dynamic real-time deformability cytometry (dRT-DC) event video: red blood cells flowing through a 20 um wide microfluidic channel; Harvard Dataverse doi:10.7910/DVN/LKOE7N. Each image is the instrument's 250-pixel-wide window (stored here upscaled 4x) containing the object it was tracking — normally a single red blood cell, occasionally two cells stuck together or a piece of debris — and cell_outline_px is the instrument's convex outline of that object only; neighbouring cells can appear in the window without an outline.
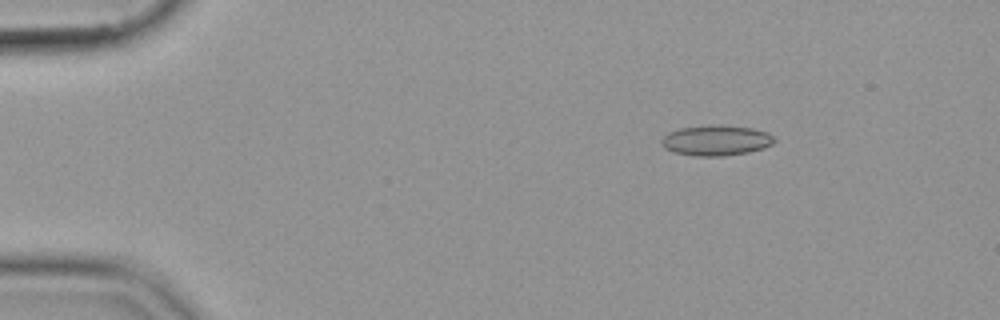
{"species": "common noctule bat (a hibernating species)", "species_latin": "Nyctalus noctula", "temperature_condition": "cold", "stored_images_in_passage": 47, "camera_frame_rate_fps": 3000, "um_per_image_px": 0.085, "animal": {"sex": "female", "body_mass_g": 19.9}, "frame": {"image": 1, "passage_image": 1, "time_ms": 0.0, "image_size_px": [1000, 320], "cell_outline_px": [[776, 140], [772, 144], [764, 148], [748, 152], [724, 156], [696, 156], [676, 152], [664, 148], [660, 144], [660, 140], [668, 132], [680, 128], [716, 124], [720, 124], [752, 128], [768, 132]], "centroid_in_image_um": [60.87, 11.92], "position_along_channel_um": 24.1, "area_um2": 20.11}}
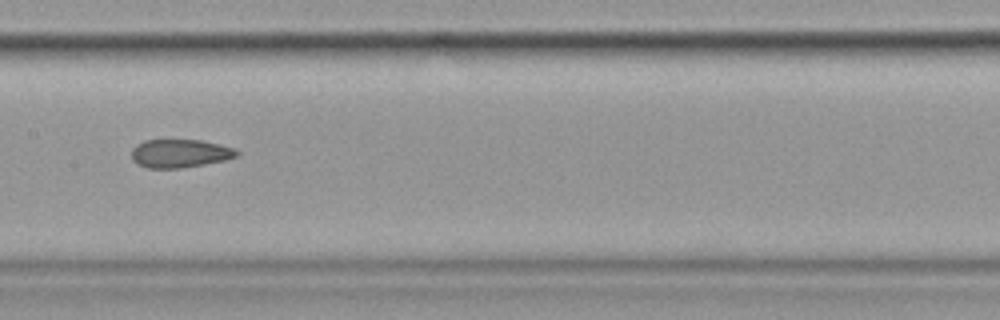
{"frame": {"image": 2, "passage_image": 21, "time_ms": 6.667, "image_size_px": [1000, 320], "cell_outline_px": [[240, 156], [228, 160], [180, 168], [148, 168], [136, 164], [132, 160], [132, 148], [136, 144], [144, 140], [200, 140], [236, 148], [240, 152]], "centroid_in_image_um": [15.32, 13.04], "position_along_channel_um": 192.1, "area_um2": 17.63}}
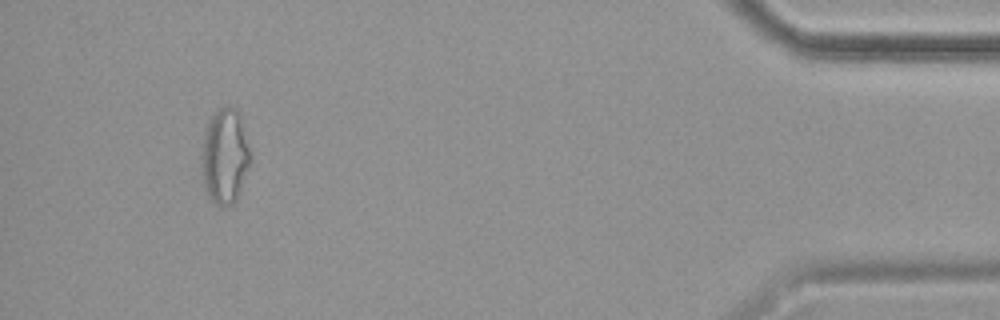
{"frame": {"image": 3, "passage_image": 44, "time_ms": 14.333, "image_size_px": [1000, 320], "cell_outline_px": [[252, 160], [240, 192], [236, 200], [232, 204], [216, 204], [204, 192], [200, 164], [200, 156], [204, 128], [208, 116], [220, 108], [228, 104], [236, 108], [240, 112], [252, 156]], "centroid_in_image_um": [19.09, 13.21], "position_along_channel_um": 416.1, "area_um2": 28.26}}